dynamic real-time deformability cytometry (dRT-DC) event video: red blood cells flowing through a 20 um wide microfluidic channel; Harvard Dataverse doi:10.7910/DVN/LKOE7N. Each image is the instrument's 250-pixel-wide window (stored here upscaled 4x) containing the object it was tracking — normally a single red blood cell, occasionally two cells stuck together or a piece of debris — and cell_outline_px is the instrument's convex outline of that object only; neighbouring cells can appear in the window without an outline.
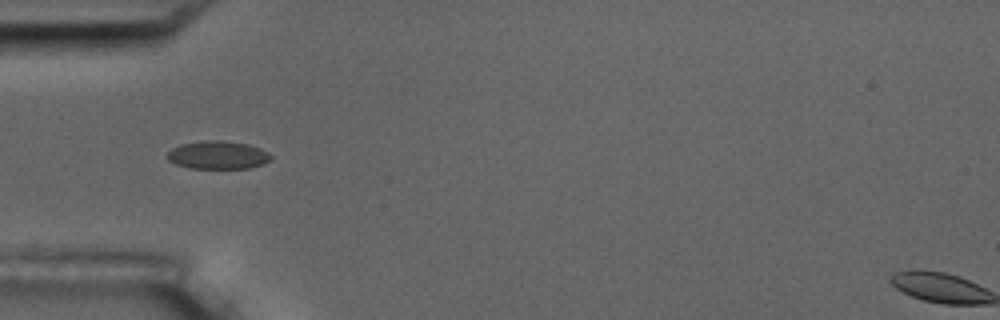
{"species": "common noctule bat (a hibernating species)", "species_latin": "Nyctalus noctula", "temperature_condition": "room temperature", "stored_images_in_passage": 17, "camera_frame_rate_fps": 3000, "um_per_image_px": 0.085, "animal": {"sex": "male", "body_mass_g": 17.5, "forearm_length_mm": 52.3}, "frame": {"image": 1, "passage_image": 6, "time_ms": 5.667, "image_size_px": [1000, 320], "cell_outline_px": [[272, 160], [264, 164], [248, 168], [188, 168], [176, 164], [168, 160], [164, 156], [172, 148], [180, 144], [208, 140], [220, 140], [248, 144], [260, 148], [268, 152], [272, 156]], "centroid_in_image_um": [18.51, 13.18], "position_along_channel_um": 66.5, "area_um2": 17.11}}
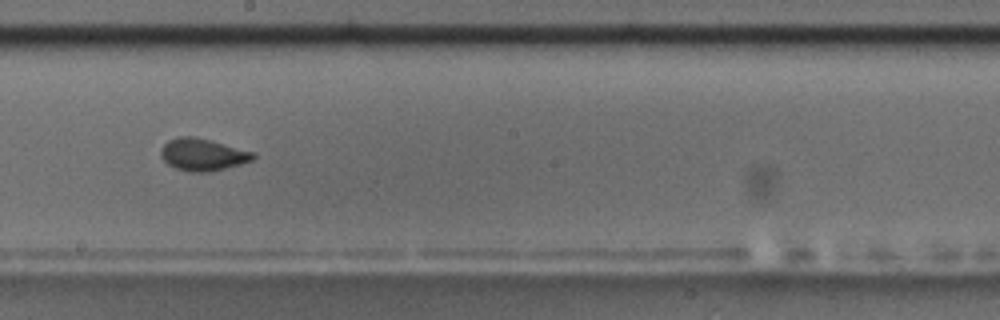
{"frame": {"image": 2, "passage_image": 10, "time_ms": 10.333, "image_size_px": [1000, 320], "cell_outline_px": [[256, 156], [252, 160], [240, 164], [208, 172], [192, 172], [176, 168], [168, 164], [160, 156], [160, 148], [168, 140], [180, 136], [192, 136], [256, 152]], "centroid_in_image_um": [17.22, 13.13], "position_along_channel_um": 231.0, "area_um2": 17.17}, "authors_computed_cell_mechanics": {"area_um2": 16.762, "velocity_mm_per_s": 3.5375, "shape_relaxation_time_tau1_ms": 9.396, "shape_relaxation_time_tau2_ms": null, "deformation_change_tau1": 0.1365, "deformation_change_tau2": null}}